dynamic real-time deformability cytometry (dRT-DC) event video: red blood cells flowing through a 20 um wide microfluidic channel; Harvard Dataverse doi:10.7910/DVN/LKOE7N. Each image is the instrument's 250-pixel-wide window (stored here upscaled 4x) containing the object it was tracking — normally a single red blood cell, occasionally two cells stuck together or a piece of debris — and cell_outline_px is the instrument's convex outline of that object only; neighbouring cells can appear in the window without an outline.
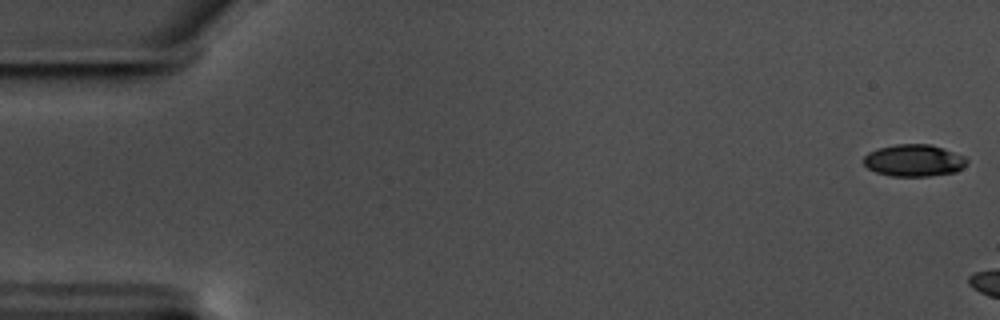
{"species": "common noctule bat (a hibernating species)", "species_latin": "Nyctalus noctula", "temperature_condition": "warm", "stored_images_in_passage": 11, "camera_frame_rate_fps": 3000, "um_per_image_px": 0.085, "animal": {"sex": "male", "body_mass_g": 17.5, "forearm_length_mm": 52.3}, "frame": {"image": 1, "passage_image": 1, "time_ms": 0.0, "image_size_px": [1000, 320], "cell_outline_px": [[968, 164], [956, 172], [928, 176], [892, 176], [876, 172], [868, 168], [864, 164], [864, 156], [868, 152], [880, 148], [896, 144], [932, 144], [944, 148], [964, 156], [968, 160]], "centroid_in_image_um": [77.71, 13.63], "position_along_channel_um": 7.3, "area_um2": 19.31}}